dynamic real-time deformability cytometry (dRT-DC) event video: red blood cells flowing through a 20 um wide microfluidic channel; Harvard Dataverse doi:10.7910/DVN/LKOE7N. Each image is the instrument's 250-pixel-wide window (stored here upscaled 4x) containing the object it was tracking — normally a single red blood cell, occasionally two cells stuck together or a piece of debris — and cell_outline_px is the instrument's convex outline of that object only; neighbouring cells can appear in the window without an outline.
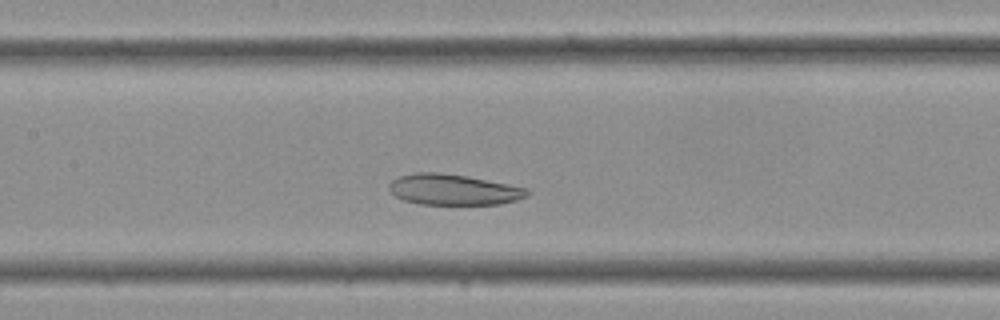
{"species": "Egyptian fruit bat (a non-hibernating species)", "species_latin": "Rousettus aegyptiacus", "temperature_condition": "cold", "stored_images_in_passage": 32, "camera_frame_rate_fps": 3000, "um_per_image_px": 0.085, "frame": {"image": 1, "passage_image": 12, "time_ms": 3.667, "image_size_px": [1000, 320], "cell_outline_px": [[528, 196], [516, 200], [500, 204], [420, 204], [404, 200], [396, 196], [388, 188], [388, 184], [392, 180], [400, 176], [416, 172], [440, 172], [468, 176], [508, 184], [524, 188], [528, 192]], "centroid_in_image_um": [38.51, 16.11], "position_along_channel_um": 168.9, "area_um2": 24.62}}
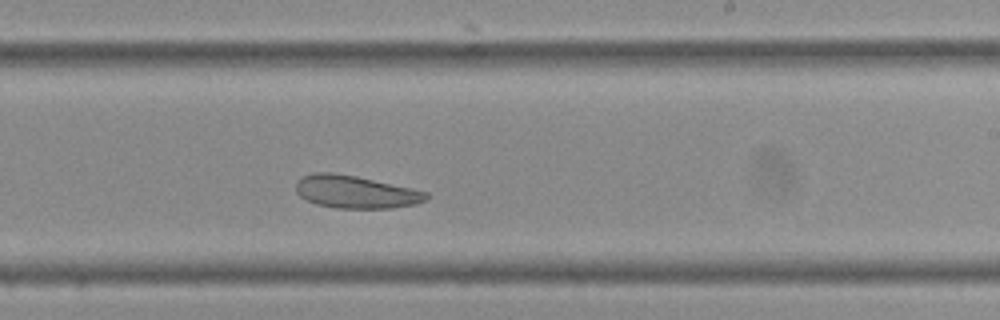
{"frame": {"image": 2, "passage_image": 17, "time_ms": 5.333, "image_size_px": [1000, 320], "cell_outline_px": [[428, 200], [416, 204], [392, 208], [336, 208], [316, 204], [300, 196], [296, 192], [296, 180], [312, 172], [332, 172], [356, 176], [412, 188], [428, 192]], "centroid_in_image_um": [30.23, 16.31], "position_along_channel_um": 258.8, "area_um2": 24.91}}
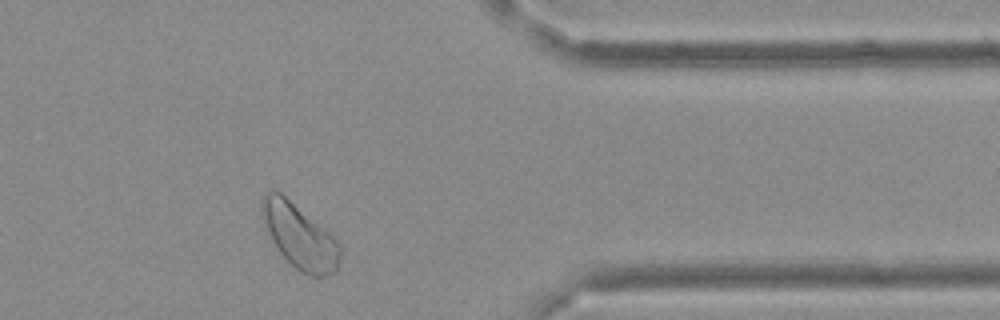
{"frame": {"image": 3, "passage_image": 25, "time_ms": 8.0, "image_size_px": [1000, 320], "cell_outline_px": [[340, 260], [336, 272], [324, 276], [312, 276], [300, 272], [280, 252], [264, 228], [260, 216], [260, 200], [264, 192], [272, 188], [276, 188], [324, 228], [340, 244]], "centroid_in_image_um": [25.4, 20.03], "position_along_channel_um": 386.0, "area_um2": 29.65}}